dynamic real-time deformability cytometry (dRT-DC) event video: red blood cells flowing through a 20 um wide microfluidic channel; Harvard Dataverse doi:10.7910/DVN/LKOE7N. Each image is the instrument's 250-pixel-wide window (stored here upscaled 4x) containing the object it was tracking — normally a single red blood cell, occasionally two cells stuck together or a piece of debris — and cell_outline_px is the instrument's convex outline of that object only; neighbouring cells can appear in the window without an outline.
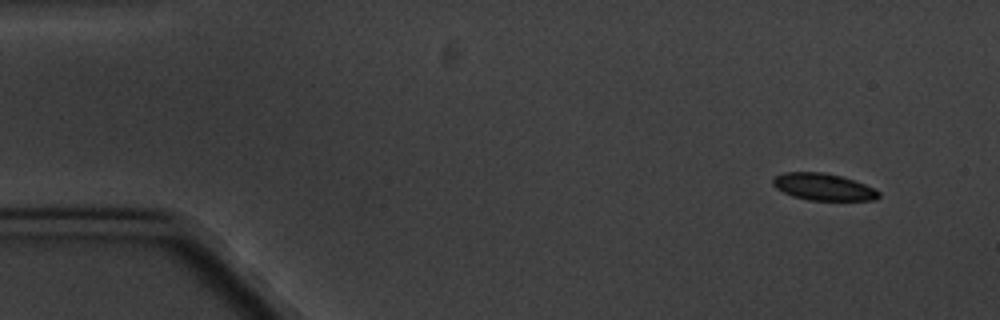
{"species": "common noctule bat (a hibernating species)", "species_latin": "Nyctalus noctula", "temperature_condition": "cold", "stored_images_in_passage": 7, "camera_frame_rate_fps": 3000, "um_per_image_px": 0.085, "animal": {"sex": "male", "body_mass_g": 20.1, "forearm_length_mm": 53.5}, "frame": {"image": 1, "passage_image": 1, "time_ms": 0.0, "image_size_px": [1000, 320], "cell_outline_px": [[880, 196], [876, 200], [808, 200], [792, 196], [776, 188], [772, 184], [772, 180], [776, 176], [784, 172], [824, 172], [840, 176], [876, 188], [880, 192]], "centroid_in_image_um": [69.99, 15.89], "position_along_channel_um": 15.0, "area_um2": 16.59}}
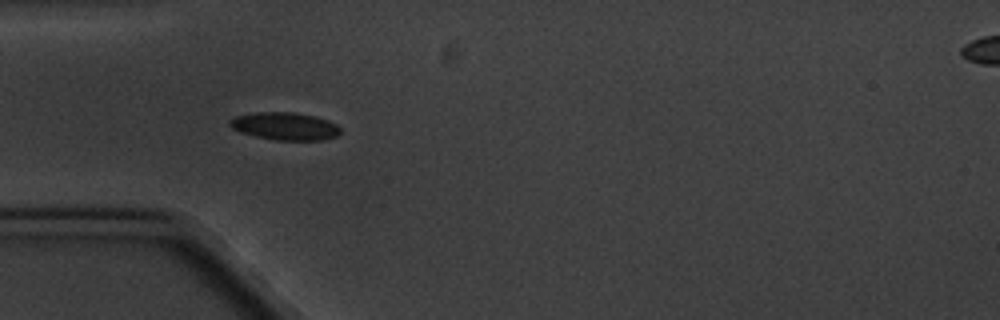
{"frame": {"image": 2, "passage_image": 4, "time_ms": 4.333, "image_size_px": [1000, 320], "cell_outline_px": [[340, 132], [336, 136], [320, 140], [276, 140], [256, 136], [240, 132], [232, 128], [228, 124], [228, 120], [236, 116], [256, 112], [292, 112], [316, 116], [328, 120], [336, 124], [340, 128]], "centroid_in_image_um": [24.2, 10.72], "position_along_channel_um": 60.8, "area_um2": 17.8}}